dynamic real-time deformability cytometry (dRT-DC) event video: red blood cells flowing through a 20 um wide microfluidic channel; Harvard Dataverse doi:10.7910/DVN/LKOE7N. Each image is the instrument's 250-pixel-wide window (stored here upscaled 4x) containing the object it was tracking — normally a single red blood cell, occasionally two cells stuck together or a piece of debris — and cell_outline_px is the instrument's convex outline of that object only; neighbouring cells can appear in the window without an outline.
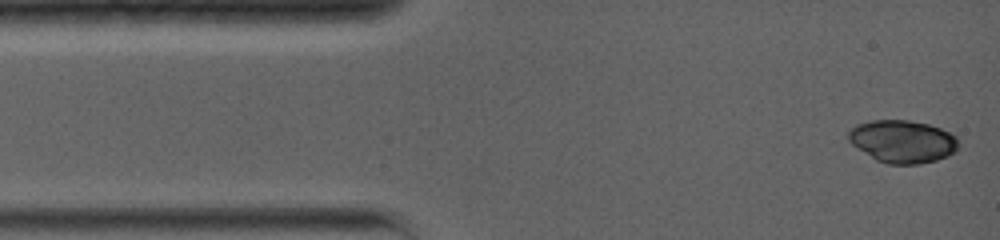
{"species": "common noctule bat (a hibernating species)", "species_latin": "Nyctalus noctula", "temperature_condition": "warm", "stored_images_in_passage": 24, "camera_frame_rate_fps": 5000, "um_per_image_px": 0.085, "animal": {"sex": "female", "body_mass_g": 19.0, "forearm_length_mm": 56.7}, "frame": {"image": 1, "passage_image": 1, "time_ms": 0.0, "image_size_px": [1000, 240], "cell_outline_px": [[960, 148], [956, 152], [948, 156], [936, 160], [920, 164], [888, 164], [876, 160], [852, 144], [848, 140], [848, 132], [856, 124], [872, 120], [908, 120], [928, 124], [940, 128], [956, 136], [960, 144]], "centroid_in_image_um": [76.75, 12.02], "position_along_channel_um": 8.2, "area_um2": 27.51}}
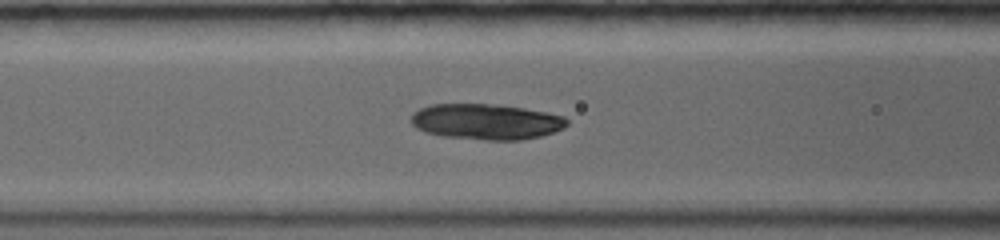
{"frame": {"image": 2, "passage_image": 11, "time_ms": 4.8, "image_size_px": [1000, 240], "cell_outline_px": [[568, 124], [564, 128], [540, 136], [520, 140], [484, 140], [444, 136], [424, 132], [416, 128], [408, 120], [412, 112], [428, 104], [492, 104], [524, 108], [548, 112], [564, 116], [568, 120]], "centroid_in_image_um": [41.29, 10.33], "position_along_channel_um": 125.3, "area_um2": 32.71}}
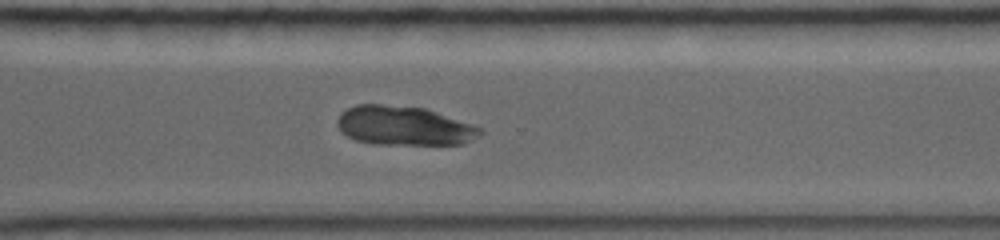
{"frame": {"image": 3, "passage_image": 24, "time_ms": 10.2, "image_size_px": [1000, 240], "cell_outline_px": [[484, 132], [480, 136], [464, 144], [372, 144], [356, 140], [348, 136], [336, 124], [336, 120], [340, 112], [356, 104], [380, 104], [424, 108], [472, 124], [480, 128]], "centroid_in_image_um": [34.33, 10.69], "position_along_channel_um": 336.3, "area_um2": 32.6}}